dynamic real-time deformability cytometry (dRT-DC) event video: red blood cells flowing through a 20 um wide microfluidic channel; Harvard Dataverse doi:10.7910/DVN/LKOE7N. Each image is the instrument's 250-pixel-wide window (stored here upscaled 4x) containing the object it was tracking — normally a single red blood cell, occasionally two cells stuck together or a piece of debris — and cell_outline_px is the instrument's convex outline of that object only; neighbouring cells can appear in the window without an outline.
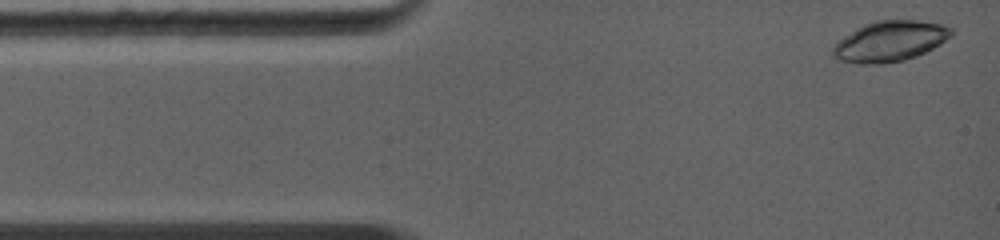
{"species": "common noctule bat (a hibernating species)", "species_latin": "Nyctalus noctula", "temperature_condition": "warm", "stored_images_in_passage": 7, "camera_frame_rate_fps": 5000, "um_per_image_px": 0.085, "animal": {"sex": "female", "body_mass_g": 19.0, "forearm_length_mm": 56.7}, "frame": {"image": 1, "passage_image": 1, "time_ms": 0.0, "image_size_px": [1000, 240], "cell_outline_px": [[952, 36], [940, 44], [916, 56], [904, 60], [880, 64], [860, 64], [840, 60], [832, 56], [832, 48], [836, 40], [856, 28], [876, 20], [916, 20], [940, 24], [952, 28]], "centroid_in_image_um": [75.6, 3.51], "position_along_channel_um": 9.4, "area_um2": 27.98}}